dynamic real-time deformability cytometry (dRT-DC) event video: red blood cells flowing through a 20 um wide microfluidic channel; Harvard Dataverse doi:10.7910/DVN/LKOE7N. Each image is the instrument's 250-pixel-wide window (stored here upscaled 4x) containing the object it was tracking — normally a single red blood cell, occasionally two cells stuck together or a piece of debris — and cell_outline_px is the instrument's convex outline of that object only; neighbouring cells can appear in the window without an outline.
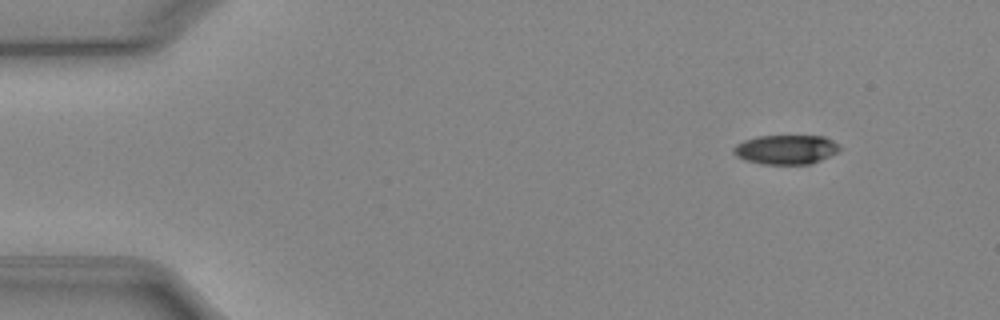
{"species": "Egyptian fruit bat (a non-hibernating species)", "species_latin": "Rousettus aegyptiacus", "temperature_condition": "cold", "stored_images_in_passage": 47, "camera_frame_rate_fps": 3000, "um_per_image_px": 0.085, "animal": {"sex": "female"}, "frame": {"image": 1, "passage_image": 1, "time_ms": 0.0, "image_size_px": [1000, 320], "cell_outline_px": [[840, 148], [836, 152], [820, 160], [808, 164], [764, 164], [748, 160], [736, 156], [732, 152], [732, 148], [736, 144], [744, 140], [756, 136], [824, 136], [832, 140]], "centroid_in_image_um": [66.76, 12.7], "position_along_channel_um": 18.2, "area_um2": 17.92}}
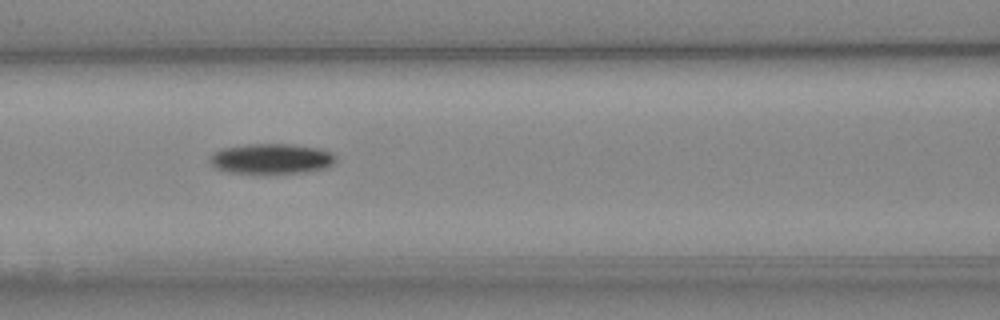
{"frame": {"image": 2, "passage_image": 18, "time_ms": 5.667, "image_size_px": [1000, 320], "cell_outline_px": [[336, 160], [328, 168], [304, 172], [228, 172], [216, 168], [208, 160], [208, 156], [212, 152], [220, 148], [248, 144], [292, 144], [316, 148], [332, 152], [336, 156]], "centroid_in_image_um": [23.04, 13.47], "position_along_channel_um": 143.6, "area_um2": 22.08}}
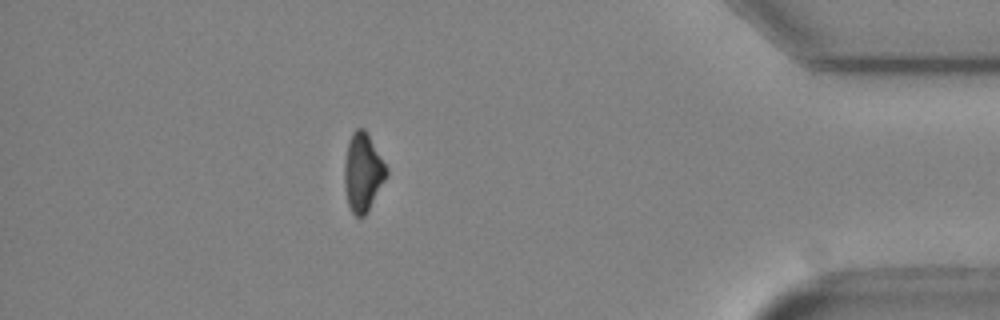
{"frame": {"image": 3, "passage_image": 41, "time_ms": 13.333, "image_size_px": [1000, 320], "cell_outline_px": [[388, 176], [364, 216], [356, 216], [352, 212], [348, 204], [344, 188], [344, 160], [348, 140], [352, 132], [356, 128], [364, 128], [388, 168]], "centroid_in_image_um": [30.83, 14.63], "position_along_channel_um": 404.4, "area_um2": 19.25}, "authors_computed_cell_mechanics": {"area_um2": 20.3456, "velocity_mm_per_s": 3.9576, "shape_relaxation_time_tau1_ms": 3.6122, "shape_relaxation_time_tau2_ms": null, "deformation_change_tau1": 0.1147, "deformation_change_tau2": null}}